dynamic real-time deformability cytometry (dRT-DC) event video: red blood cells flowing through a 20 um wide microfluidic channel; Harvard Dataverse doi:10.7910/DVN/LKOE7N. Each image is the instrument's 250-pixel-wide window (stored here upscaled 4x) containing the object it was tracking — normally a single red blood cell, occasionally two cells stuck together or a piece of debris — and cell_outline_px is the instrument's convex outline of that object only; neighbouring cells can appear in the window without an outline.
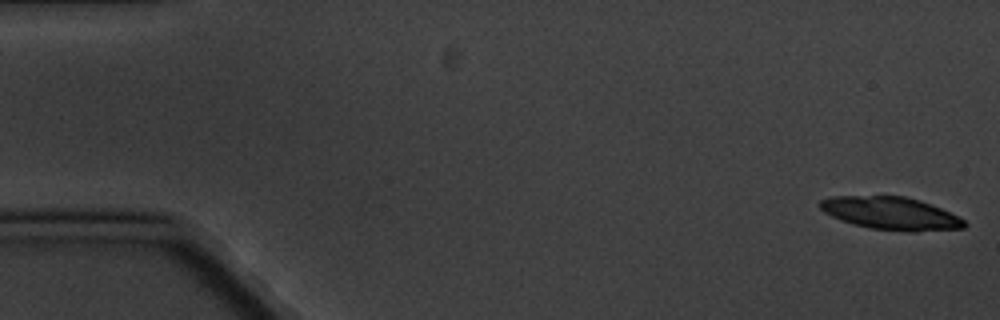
{"species": "common noctule bat (a hibernating species)", "species_latin": "Nyctalus noctula", "temperature_condition": "cold", "stored_images_in_passage": 6, "camera_frame_rate_fps": 3000, "um_per_image_px": 0.085, "animal": {"sex": "male", "body_mass_g": 20.1, "forearm_length_mm": 53.5}, "frame": {"image": 1, "passage_image": 1, "time_ms": 0.0, "image_size_px": [1000, 320], "cell_outline_px": [[968, 224], [964, 228], [916, 232], [908, 232], [872, 228], [852, 224], [840, 220], [824, 212], [820, 208], [820, 200], [832, 196], [904, 196], [920, 200], [940, 208], [964, 220]], "centroid_in_image_um": [75.72, 18.14], "position_along_channel_um": 9.3, "area_um2": 27.46}}